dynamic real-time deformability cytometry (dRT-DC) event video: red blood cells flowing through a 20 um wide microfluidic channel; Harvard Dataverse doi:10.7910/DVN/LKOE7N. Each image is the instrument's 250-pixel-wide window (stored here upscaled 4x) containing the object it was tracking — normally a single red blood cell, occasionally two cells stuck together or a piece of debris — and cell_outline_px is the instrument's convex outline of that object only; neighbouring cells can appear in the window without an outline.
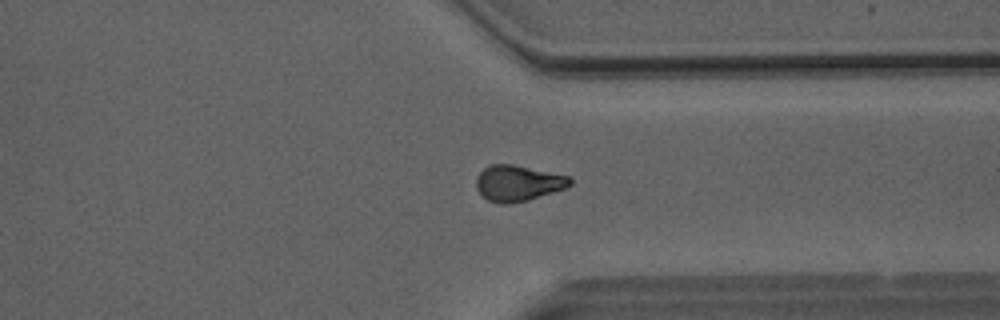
{"species": "Egyptian fruit bat (a non-hibernating species)", "species_latin": "Rousettus aegyptiacus", "temperature_condition": "room temperature", "stored_images_in_passage": 46, "camera_frame_rate_fps": 3000, "um_per_image_px": 0.085, "animal": {"sex": "male"}, "frame": {"image": 1, "passage_image": 39, "time_ms": 12.667, "image_size_px": [1000, 320], "cell_outline_px": [[572, 184], [564, 188], [528, 200], [508, 204], [504, 204], [488, 200], [476, 188], [476, 180], [480, 172], [488, 164], [512, 164], [568, 176], [572, 180]], "centroid_in_image_um": [44.0, 15.56], "position_along_channel_um": 367.4, "area_um2": 19.31}}
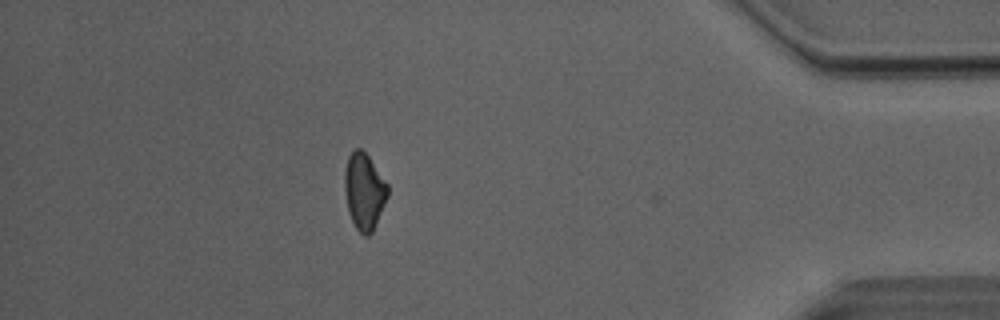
{"frame": {"image": 2, "passage_image": 45, "time_ms": 14.667, "image_size_px": [1000, 320], "cell_outline_px": [[388, 196], [372, 232], [368, 236], [364, 236], [356, 228], [348, 212], [344, 188], [344, 172], [348, 156], [356, 148], [360, 148], [368, 156], [388, 184]], "centroid_in_image_um": [30.95, 16.26], "position_along_channel_um": 404.3, "area_um2": 19.07}, "authors_computed_cell_mechanics": {"area_um2": 19.652, "velocity_mm_per_s": 4.0766, "shape_relaxation_time_tau1_ms": 6.1135, "shape_relaxation_time_tau2_ms": null, "deformation_change_tau1": 0.166, "deformation_change_tau2": null}}